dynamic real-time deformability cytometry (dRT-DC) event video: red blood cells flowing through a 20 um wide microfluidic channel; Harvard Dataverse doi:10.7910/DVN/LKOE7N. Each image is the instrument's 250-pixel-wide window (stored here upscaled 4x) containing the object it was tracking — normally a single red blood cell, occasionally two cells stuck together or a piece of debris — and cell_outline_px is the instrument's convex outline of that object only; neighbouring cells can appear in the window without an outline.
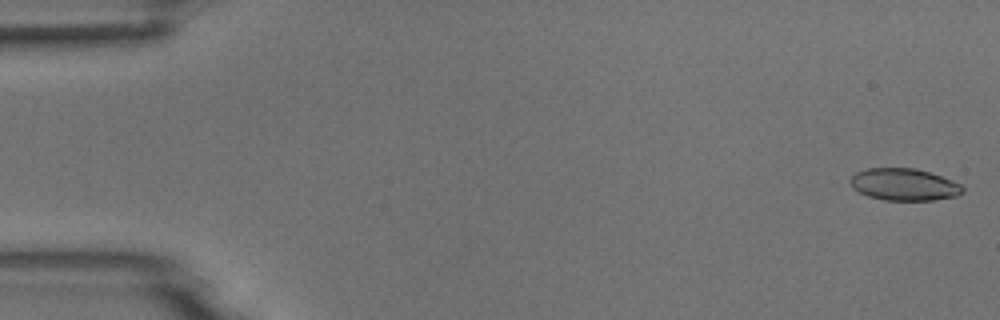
{"species": "common noctule bat (a hibernating species)", "species_latin": "Nyctalus noctula", "temperature_condition": "room temperature", "stored_images_in_passage": 49, "camera_frame_rate_fps": 3000, "um_per_image_px": 0.085, "animal": {"sex": "male", "body_mass_g": 18.8}, "frame": {"image": 1, "passage_image": 1, "time_ms": 0.0, "image_size_px": [1000, 320], "cell_outline_px": [[964, 192], [956, 196], [932, 200], [884, 200], [868, 196], [852, 188], [848, 180], [856, 172], [868, 168], [916, 168], [940, 176], [960, 184], [964, 188]], "centroid_in_image_um": [76.81, 15.68], "position_along_channel_um": 8.2, "area_um2": 20.92}}
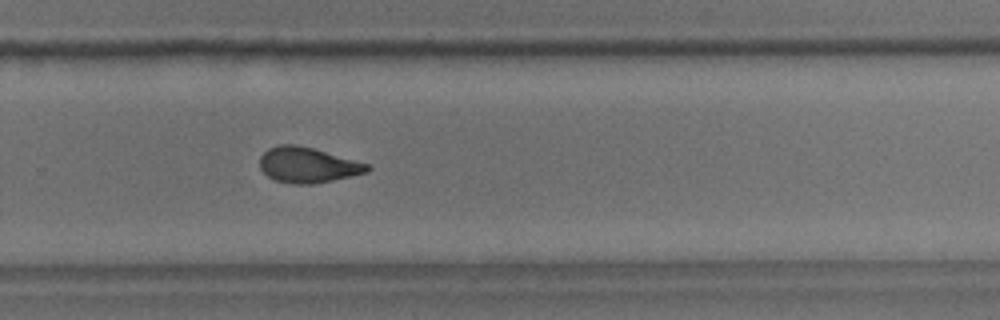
{"frame": {"image": 2, "passage_image": 35, "time_ms": 11.333, "image_size_px": [1000, 320], "cell_outline_px": [[372, 168], [368, 172], [332, 180], [312, 184], [296, 184], [276, 180], [268, 176], [260, 168], [260, 156], [268, 148], [280, 144], [292, 144], [312, 148], [368, 164]], "centroid_in_image_um": [26.14, 14.02], "position_along_channel_um": 303.7, "area_um2": 21.85}}
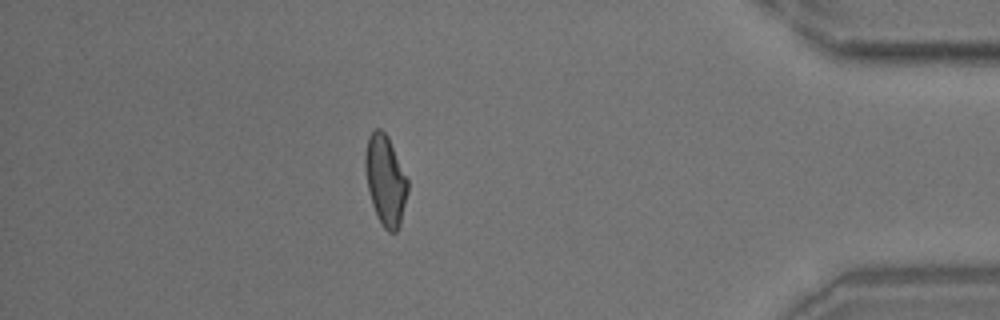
{"frame": {"image": 3, "passage_image": 46, "time_ms": 15.0, "image_size_px": [1000, 320], "cell_outline_px": [[408, 192], [400, 224], [396, 232], [388, 232], [384, 228], [372, 204], [368, 188], [364, 168], [364, 156], [368, 136], [376, 128], [380, 128], [388, 136], [408, 180]], "centroid_in_image_um": [32.75, 15.3], "position_along_channel_um": 402.4, "area_um2": 22.2}}